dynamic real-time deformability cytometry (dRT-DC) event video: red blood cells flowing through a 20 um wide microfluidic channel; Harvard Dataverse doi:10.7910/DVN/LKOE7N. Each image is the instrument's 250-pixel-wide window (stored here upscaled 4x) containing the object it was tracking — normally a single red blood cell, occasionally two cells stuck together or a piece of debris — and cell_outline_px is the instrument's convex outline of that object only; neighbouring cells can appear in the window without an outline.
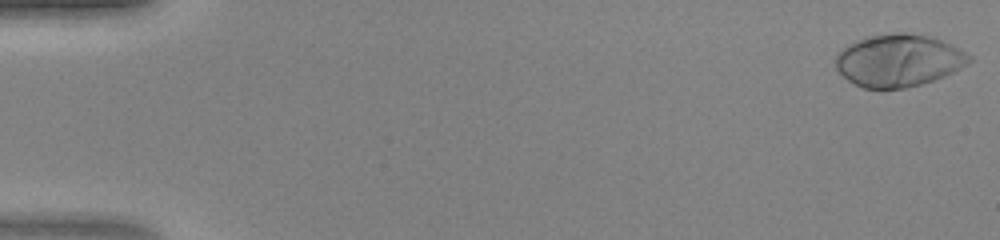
{"species": "human", "species_latin": "Homo sapiens", "temperature_condition": "warm", "stored_images_in_passage": 47, "camera_frame_rate_fps": 3000, "um_per_image_px": 0.085, "donor": {"sex": "female"}, "frame": {"image": 1, "passage_image": 1, "time_ms": 0.0, "image_size_px": [1000, 240], "cell_outline_px": [[972, 60], [968, 64], [944, 76], [920, 84], [904, 88], [864, 88], [848, 80], [836, 68], [836, 52], [848, 44], [864, 36], [888, 32], [904, 32], [928, 36], [940, 40], [960, 48], [972, 56]], "centroid_in_image_um": [76.36, 5.11], "position_along_channel_um": 8.6, "area_um2": 40.86}}
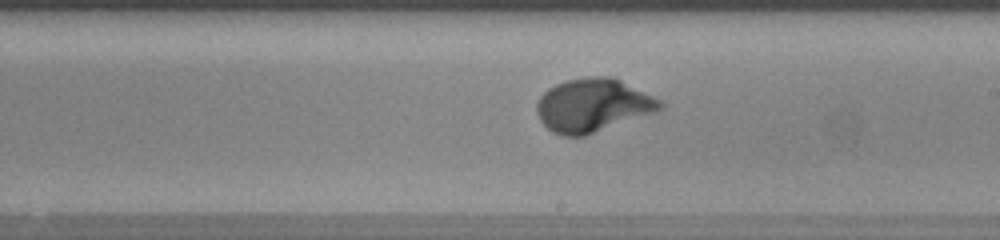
{"frame": {"image": 2, "passage_image": 28, "time_ms": 9.0, "image_size_px": [1000, 240], "cell_outline_px": [[664, 108], [656, 112], [584, 136], [564, 136], [552, 132], [540, 120], [536, 112], [536, 104], [540, 96], [548, 88], [556, 84], [568, 80], [588, 76], [612, 76], [660, 100], [664, 104]], "centroid_in_image_um": [50.38, 8.95], "position_along_channel_um": 238.6, "area_um2": 38.21}}
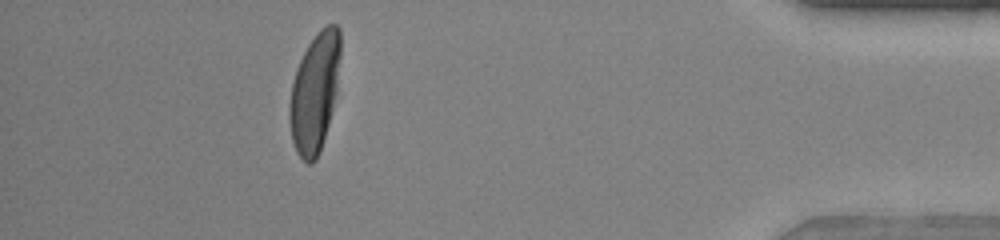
{"frame": {"image": 3, "passage_image": 43, "time_ms": 14.0, "image_size_px": [1000, 240], "cell_outline_px": [[340, 56], [336, 92], [328, 124], [320, 152], [316, 160], [312, 164], [308, 164], [296, 152], [292, 140], [288, 120], [288, 104], [292, 84], [296, 68], [308, 44], [316, 32], [320, 28], [328, 24], [336, 24], [340, 28]], "centroid_in_image_um": [26.73, 7.85], "position_along_channel_um": 408.5, "area_um2": 35.49}}